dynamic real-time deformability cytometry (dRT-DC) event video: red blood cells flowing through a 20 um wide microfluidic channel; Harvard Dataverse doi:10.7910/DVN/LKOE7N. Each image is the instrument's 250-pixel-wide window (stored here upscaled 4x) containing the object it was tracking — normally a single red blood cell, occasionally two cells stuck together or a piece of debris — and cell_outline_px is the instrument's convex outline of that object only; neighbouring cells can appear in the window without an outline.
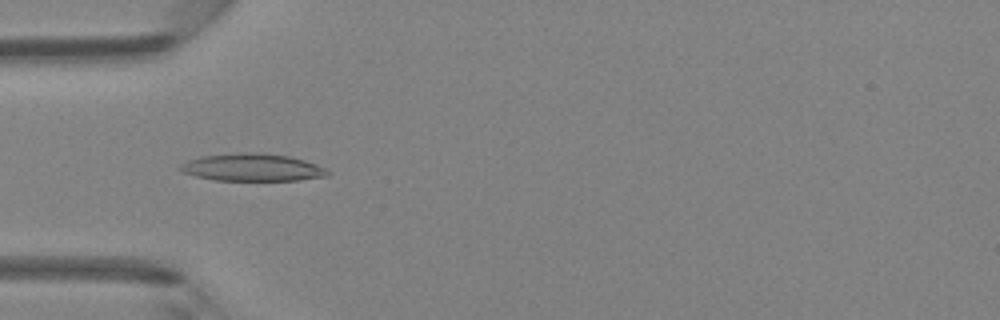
{"species": "Egyptian fruit bat (a non-hibernating species)", "species_latin": "Rousettus aegyptiacus", "temperature_condition": "room temperature", "stored_images_in_passage": 5, "camera_frame_rate_fps": 3000, "um_per_image_px": 0.085, "animal": {"sex": "female"}, "frame": {"image": 1, "passage_image": 5, "time_ms": 4.667, "image_size_px": [1000, 320], "cell_outline_px": [[332, 172], [328, 176], [300, 180], [216, 180], [196, 176], [184, 172], [176, 168], [180, 164], [188, 160], [204, 156], [240, 152], [252, 152], [288, 156], [304, 160], [316, 164]], "centroid_in_image_um": [21.46, 14.23], "position_along_channel_um": 63.5, "area_um2": 23.47}}